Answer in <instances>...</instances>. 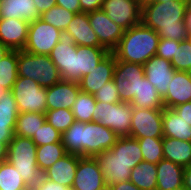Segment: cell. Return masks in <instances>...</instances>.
<instances>
[{
    "instance_id": "obj_1",
    "label": "cell",
    "mask_w": 191,
    "mask_h": 190,
    "mask_svg": "<svg viewBox=\"0 0 191 190\" xmlns=\"http://www.w3.org/2000/svg\"><path fill=\"white\" fill-rule=\"evenodd\" d=\"M119 136L98 122L75 121L61 136L62 144L69 154L95 157L110 150Z\"/></svg>"
},
{
    "instance_id": "obj_2",
    "label": "cell",
    "mask_w": 191,
    "mask_h": 190,
    "mask_svg": "<svg viewBox=\"0 0 191 190\" xmlns=\"http://www.w3.org/2000/svg\"><path fill=\"white\" fill-rule=\"evenodd\" d=\"M186 0L152 2L142 7L141 23L156 31L160 38L184 41L189 33L185 25Z\"/></svg>"
},
{
    "instance_id": "obj_3",
    "label": "cell",
    "mask_w": 191,
    "mask_h": 190,
    "mask_svg": "<svg viewBox=\"0 0 191 190\" xmlns=\"http://www.w3.org/2000/svg\"><path fill=\"white\" fill-rule=\"evenodd\" d=\"M159 40L156 31L141 23L124 31L112 53L116 60L143 65L156 55Z\"/></svg>"
},
{
    "instance_id": "obj_4",
    "label": "cell",
    "mask_w": 191,
    "mask_h": 190,
    "mask_svg": "<svg viewBox=\"0 0 191 190\" xmlns=\"http://www.w3.org/2000/svg\"><path fill=\"white\" fill-rule=\"evenodd\" d=\"M37 146L31 138L14 135L8 144L7 161L10 162L27 186H34L40 180V172L36 161Z\"/></svg>"
},
{
    "instance_id": "obj_5",
    "label": "cell",
    "mask_w": 191,
    "mask_h": 190,
    "mask_svg": "<svg viewBox=\"0 0 191 190\" xmlns=\"http://www.w3.org/2000/svg\"><path fill=\"white\" fill-rule=\"evenodd\" d=\"M18 77L35 80L42 87H51L62 80L58 68L49 55L18 51Z\"/></svg>"
},
{
    "instance_id": "obj_6",
    "label": "cell",
    "mask_w": 191,
    "mask_h": 190,
    "mask_svg": "<svg viewBox=\"0 0 191 190\" xmlns=\"http://www.w3.org/2000/svg\"><path fill=\"white\" fill-rule=\"evenodd\" d=\"M133 107L130 103L96 102L92 122L108 127L119 137L130 136Z\"/></svg>"
},
{
    "instance_id": "obj_7",
    "label": "cell",
    "mask_w": 191,
    "mask_h": 190,
    "mask_svg": "<svg viewBox=\"0 0 191 190\" xmlns=\"http://www.w3.org/2000/svg\"><path fill=\"white\" fill-rule=\"evenodd\" d=\"M12 94L16 100L18 112L47 111V90L30 78L18 77L12 86Z\"/></svg>"
},
{
    "instance_id": "obj_8",
    "label": "cell",
    "mask_w": 191,
    "mask_h": 190,
    "mask_svg": "<svg viewBox=\"0 0 191 190\" xmlns=\"http://www.w3.org/2000/svg\"><path fill=\"white\" fill-rule=\"evenodd\" d=\"M145 77L142 64L116 60L113 81L121 102L131 103L138 95L140 81Z\"/></svg>"
},
{
    "instance_id": "obj_9",
    "label": "cell",
    "mask_w": 191,
    "mask_h": 190,
    "mask_svg": "<svg viewBox=\"0 0 191 190\" xmlns=\"http://www.w3.org/2000/svg\"><path fill=\"white\" fill-rule=\"evenodd\" d=\"M61 30L36 19L29 24L27 42L23 50L31 54L49 55L60 40Z\"/></svg>"
},
{
    "instance_id": "obj_10",
    "label": "cell",
    "mask_w": 191,
    "mask_h": 190,
    "mask_svg": "<svg viewBox=\"0 0 191 190\" xmlns=\"http://www.w3.org/2000/svg\"><path fill=\"white\" fill-rule=\"evenodd\" d=\"M129 137L163 138V110L133 108Z\"/></svg>"
},
{
    "instance_id": "obj_11",
    "label": "cell",
    "mask_w": 191,
    "mask_h": 190,
    "mask_svg": "<svg viewBox=\"0 0 191 190\" xmlns=\"http://www.w3.org/2000/svg\"><path fill=\"white\" fill-rule=\"evenodd\" d=\"M110 52L104 47L77 46L71 50L70 81L79 82L98 66Z\"/></svg>"
},
{
    "instance_id": "obj_12",
    "label": "cell",
    "mask_w": 191,
    "mask_h": 190,
    "mask_svg": "<svg viewBox=\"0 0 191 190\" xmlns=\"http://www.w3.org/2000/svg\"><path fill=\"white\" fill-rule=\"evenodd\" d=\"M101 9L124 30L141 24L142 7L137 0H104Z\"/></svg>"
},
{
    "instance_id": "obj_13",
    "label": "cell",
    "mask_w": 191,
    "mask_h": 190,
    "mask_svg": "<svg viewBox=\"0 0 191 190\" xmlns=\"http://www.w3.org/2000/svg\"><path fill=\"white\" fill-rule=\"evenodd\" d=\"M90 26L95 31L100 44L112 52L121 40L124 29L115 24L106 13L100 9L88 13Z\"/></svg>"
},
{
    "instance_id": "obj_14",
    "label": "cell",
    "mask_w": 191,
    "mask_h": 190,
    "mask_svg": "<svg viewBox=\"0 0 191 190\" xmlns=\"http://www.w3.org/2000/svg\"><path fill=\"white\" fill-rule=\"evenodd\" d=\"M105 184L95 157H80L71 190H98Z\"/></svg>"
},
{
    "instance_id": "obj_15",
    "label": "cell",
    "mask_w": 191,
    "mask_h": 190,
    "mask_svg": "<svg viewBox=\"0 0 191 190\" xmlns=\"http://www.w3.org/2000/svg\"><path fill=\"white\" fill-rule=\"evenodd\" d=\"M145 78L156 88L161 97H163L172 82L175 72L169 60L157 55L152 56L143 64Z\"/></svg>"
},
{
    "instance_id": "obj_16",
    "label": "cell",
    "mask_w": 191,
    "mask_h": 190,
    "mask_svg": "<svg viewBox=\"0 0 191 190\" xmlns=\"http://www.w3.org/2000/svg\"><path fill=\"white\" fill-rule=\"evenodd\" d=\"M116 58L110 52L91 73L84 75L78 82L80 90L95 95L108 81L113 80Z\"/></svg>"
},
{
    "instance_id": "obj_17",
    "label": "cell",
    "mask_w": 191,
    "mask_h": 190,
    "mask_svg": "<svg viewBox=\"0 0 191 190\" xmlns=\"http://www.w3.org/2000/svg\"><path fill=\"white\" fill-rule=\"evenodd\" d=\"M106 184L114 185L130 179L131 165L120 160L111 150L95 156Z\"/></svg>"
},
{
    "instance_id": "obj_18",
    "label": "cell",
    "mask_w": 191,
    "mask_h": 190,
    "mask_svg": "<svg viewBox=\"0 0 191 190\" xmlns=\"http://www.w3.org/2000/svg\"><path fill=\"white\" fill-rule=\"evenodd\" d=\"M47 110L70 109L76 101L80 86L78 82L61 80L46 88Z\"/></svg>"
},
{
    "instance_id": "obj_19",
    "label": "cell",
    "mask_w": 191,
    "mask_h": 190,
    "mask_svg": "<svg viewBox=\"0 0 191 190\" xmlns=\"http://www.w3.org/2000/svg\"><path fill=\"white\" fill-rule=\"evenodd\" d=\"M29 24L17 18H0V42L10 50H23L27 42Z\"/></svg>"
},
{
    "instance_id": "obj_20",
    "label": "cell",
    "mask_w": 191,
    "mask_h": 190,
    "mask_svg": "<svg viewBox=\"0 0 191 190\" xmlns=\"http://www.w3.org/2000/svg\"><path fill=\"white\" fill-rule=\"evenodd\" d=\"M164 108H174L191 102V78L189 72L175 70L167 93L162 97Z\"/></svg>"
},
{
    "instance_id": "obj_21",
    "label": "cell",
    "mask_w": 191,
    "mask_h": 190,
    "mask_svg": "<svg viewBox=\"0 0 191 190\" xmlns=\"http://www.w3.org/2000/svg\"><path fill=\"white\" fill-rule=\"evenodd\" d=\"M81 156L67 153L58 159L42 176L60 185L72 188L78 160Z\"/></svg>"
},
{
    "instance_id": "obj_22",
    "label": "cell",
    "mask_w": 191,
    "mask_h": 190,
    "mask_svg": "<svg viewBox=\"0 0 191 190\" xmlns=\"http://www.w3.org/2000/svg\"><path fill=\"white\" fill-rule=\"evenodd\" d=\"M66 31L74 38L76 46L103 47L90 26L88 13H75Z\"/></svg>"
},
{
    "instance_id": "obj_23",
    "label": "cell",
    "mask_w": 191,
    "mask_h": 190,
    "mask_svg": "<svg viewBox=\"0 0 191 190\" xmlns=\"http://www.w3.org/2000/svg\"><path fill=\"white\" fill-rule=\"evenodd\" d=\"M76 48L74 38L66 30L61 31L60 40L49 57L58 68L62 80L70 81L71 50Z\"/></svg>"
},
{
    "instance_id": "obj_24",
    "label": "cell",
    "mask_w": 191,
    "mask_h": 190,
    "mask_svg": "<svg viewBox=\"0 0 191 190\" xmlns=\"http://www.w3.org/2000/svg\"><path fill=\"white\" fill-rule=\"evenodd\" d=\"M157 188L156 190H174L183 187L184 167L168 159L157 163Z\"/></svg>"
},
{
    "instance_id": "obj_25",
    "label": "cell",
    "mask_w": 191,
    "mask_h": 190,
    "mask_svg": "<svg viewBox=\"0 0 191 190\" xmlns=\"http://www.w3.org/2000/svg\"><path fill=\"white\" fill-rule=\"evenodd\" d=\"M0 18H14L34 22L40 18L34 0H0Z\"/></svg>"
},
{
    "instance_id": "obj_26",
    "label": "cell",
    "mask_w": 191,
    "mask_h": 190,
    "mask_svg": "<svg viewBox=\"0 0 191 190\" xmlns=\"http://www.w3.org/2000/svg\"><path fill=\"white\" fill-rule=\"evenodd\" d=\"M163 136L191 142V125L172 108H164Z\"/></svg>"
},
{
    "instance_id": "obj_27",
    "label": "cell",
    "mask_w": 191,
    "mask_h": 190,
    "mask_svg": "<svg viewBox=\"0 0 191 190\" xmlns=\"http://www.w3.org/2000/svg\"><path fill=\"white\" fill-rule=\"evenodd\" d=\"M164 159L187 167L191 165V142L163 136Z\"/></svg>"
},
{
    "instance_id": "obj_28",
    "label": "cell",
    "mask_w": 191,
    "mask_h": 190,
    "mask_svg": "<svg viewBox=\"0 0 191 190\" xmlns=\"http://www.w3.org/2000/svg\"><path fill=\"white\" fill-rule=\"evenodd\" d=\"M110 150L120 160L131 165V169L143 161L140 145L135 138L129 136L119 137Z\"/></svg>"
},
{
    "instance_id": "obj_29",
    "label": "cell",
    "mask_w": 191,
    "mask_h": 190,
    "mask_svg": "<svg viewBox=\"0 0 191 190\" xmlns=\"http://www.w3.org/2000/svg\"><path fill=\"white\" fill-rule=\"evenodd\" d=\"M133 108L163 110V98L156 88L144 77L140 81L138 95L130 103Z\"/></svg>"
},
{
    "instance_id": "obj_30",
    "label": "cell",
    "mask_w": 191,
    "mask_h": 190,
    "mask_svg": "<svg viewBox=\"0 0 191 190\" xmlns=\"http://www.w3.org/2000/svg\"><path fill=\"white\" fill-rule=\"evenodd\" d=\"M157 164L147 161L140 162L131 170L130 181L140 190H156Z\"/></svg>"
},
{
    "instance_id": "obj_31",
    "label": "cell",
    "mask_w": 191,
    "mask_h": 190,
    "mask_svg": "<svg viewBox=\"0 0 191 190\" xmlns=\"http://www.w3.org/2000/svg\"><path fill=\"white\" fill-rule=\"evenodd\" d=\"M46 122V114L37 112H20L17 115L14 135L32 138L34 133L39 130Z\"/></svg>"
},
{
    "instance_id": "obj_32",
    "label": "cell",
    "mask_w": 191,
    "mask_h": 190,
    "mask_svg": "<svg viewBox=\"0 0 191 190\" xmlns=\"http://www.w3.org/2000/svg\"><path fill=\"white\" fill-rule=\"evenodd\" d=\"M67 154L62 142L37 146L36 161L41 173Z\"/></svg>"
},
{
    "instance_id": "obj_33",
    "label": "cell",
    "mask_w": 191,
    "mask_h": 190,
    "mask_svg": "<svg viewBox=\"0 0 191 190\" xmlns=\"http://www.w3.org/2000/svg\"><path fill=\"white\" fill-rule=\"evenodd\" d=\"M18 78V51L11 50L0 61V87L11 90Z\"/></svg>"
},
{
    "instance_id": "obj_34",
    "label": "cell",
    "mask_w": 191,
    "mask_h": 190,
    "mask_svg": "<svg viewBox=\"0 0 191 190\" xmlns=\"http://www.w3.org/2000/svg\"><path fill=\"white\" fill-rule=\"evenodd\" d=\"M96 102L94 95L80 91L71 108L75 120L84 123L92 122Z\"/></svg>"
},
{
    "instance_id": "obj_35",
    "label": "cell",
    "mask_w": 191,
    "mask_h": 190,
    "mask_svg": "<svg viewBox=\"0 0 191 190\" xmlns=\"http://www.w3.org/2000/svg\"><path fill=\"white\" fill-rule=\"evenodd\" d=\"M28 186L7 160L0 163V190H25Z\"/></svg>"
},
{
    "instance_id": "obj_36",
    "label": "cell",
    "mask_w": 191,
    "mask_h": 190,
    "mask_svg": "<svg viewBox=\"0 0 191 190\" xmlns=\"http://www.w3.org/2000/svg\"><path fill=\"white\" fill-rule=\"evenodd\" d=\"M74 15L75 13L55 5L43 12L40 15V19L61 31H65Z\"/></svg>"
},
{
    "instance_id": "obj_37",
    "label": "cell",
    "mask_w": 191,
    "mask_h": 190,
    "mask_svg": "<svg viewBox=\"0 0 191 190\" xmlns=\"http://www.w3.org/2000/svg\"><path fill=\"white\" fill-rule=\"evenodd\" d=\"M135 139L138 140L144 161L157 164L164 158L162 138L144 137Z\"/></svg>"
},
{
    "instance_id": "obj_38",
    "label": "cell",
    "mask_w": 191,
    "mask_h": 190,
    "mask_svg": "<svg viewBox=\"0 0 191 190\" xmlns=\"http://www.w3.org/2000/svg\"><path fill=\"white\" fill-rule=\"evenodd\" d=\"M46 121L63 134L76 120L70 109L46 111Z\"/></svg>"
},
{
    "instance_id": "obj_39",
    "label": "cell",
    "mask_w": 191,
    "mask_h": 190,
    "mask_svg": "<svg viewBox=\"0 0 191 190\" xmlns=\"http://www.w3.org/2000/svg\"><path fill=\"white\" fill-rule=\"evenodd\" d=\"M170 62L177 71H191V43L188 39L176 47L175 55Z\"/></svg>"
},
{
    "instance_id": "obj_40",
    "label": "cell",
    "mask_w": 191,
    "mask_h": 190,
    "mask_svg": "<svg viewBox=\"0 0 191 190\" xmlns=\"http://www.w3.org/2000/svg\"><path fill=\"white\" fill-rule=\"evenodd\" d=\"M61 136L62 134L46 121L41 127H39V130L34 133V136L31 139L36 146H41L62 142Z\"/></svg>"
},
{
    "instance_id": "obj_41",
    "label": "cell",
    "mask_w": 191,
    "mask_h": 190,
    "mask_svg": "<svg viewBox=\"0 0 191 190\" xmlns=\"http://www.w3.org/2000/svg\"><path fill=\"white\" fill-rule=\"evenodd\" d=\"M18 114L16 100L9 90L6 95L0 97V118L10 119L16 124Z\"/></svg>"
},
{
    "instance_id": "obj_42",
    "label": "cell",
    "mask_w": 191,
    "mask_h": 190,
    "mask_svg": "<svg viewBox=\"0 0 191 190\" xmlns=\"http://www.w3.org/2000/svg\"><path fill=\"white\" fill-rule=\"evenodd\" d=\"M94 97L97 102L107 104L121 102L118 90L113 80L108 81L102 88H100Z\"/></svg>"
},
{
    "instance_id": "obj_43",
    "label": "cell",
    "mask_w": 191,
    "mask_h": 190,
    "mask_svg": "<svg viewBox=\"0 0 191 190\" xmlns=\"http://www.w3.org/2000/svg\"><path fill=\"white\" fill-rule=\"evenodd\" d=\"M181 45V41L160 38L156 55L171 61L175 55L176 47Z\"/></svg>"
},
{
    "instance_id": "obj_44",
    "label": "cell",
    "mask_w": 191,
    "mask_h": 190,
    "mask_svg": "<svg viewBox=\"0 0 191 190\" xmlns=\"http://www.w3.org/2000/svg\"><path fill=\"white\" fill-rule=\"evenodd\" d=\"M15 123L10 119L0 118V141L10 143L14 136Z\"/></svg>"
},
{
    "instance_id": "obj_45",
    "label": "cell",
    "mask_w": 191,
    "mask_h": 190,
    "mask_svg": "<svg viewBox=\"0 0 191 190\" xmlns=\"http://www.w3.org/2000/svg\"><path fill=\"white\" fill-rule=\"evenodd\" d=\"M34 186L37 190H71V188L55 183L43 176L40 177L39 182Z\"/></svg>"
},
{
    "instance_id": "obj_46",
    "label": "cell",
    "mask_w": 191,
    "mask_h": 190,
    "mask_svg": "<svg viewBox=\"0 0 191 190\" xmlns=\"http://www.w3.org/2000/svg\"><path fill=\"white\" fill-rule=\"evenodd\" d=\"M103 2L104 0H79L81 11L84 13L100 10Z\"/></svg>"
},
{
    "instance_id": "obj_47",
    "label": "cell",
    "mask_w": 191,
    "mask_h": 190,
    "mask_svg": "<svg viewBox=\"0 0 191 190\" xmlns=\"http://www.w3.org/2000/svg\"><path fill=\"white\" fill-rule=\"evenodd\" d=\"M173 110L180 115L188 124L191 125V102L178 105Z\"/></svg>"
},
{
    "instance_id": "obj_48",
    "label": "cell",
    "mask_w": 191,
    "mask_h": 190,
    "mask_svg": "<svg viewBox=\"0 0 191 190\" xmlns=\"http://www.w3.org/2000/svg\"><path fill=\"white\" fill-rule=\"evenodd\" d=\"M56 5L63 7L73 13L82 12L79 0H56Z\"/></svg>"
},
{
    "instance_id": "obj_49",
    "label": "cell",
    "mask_w": 191,
    "mask_h": 190,
    "mask_svg": "<svg viewBox=\"0 0 191 190\" xmlns=\"http://www.w3.org/2000/svg\"><path fill=\"white\" fill-rule=\"evenodd\" d=\"M36 9L41 15L43 12L49 10L51 7L56 5V0H34Z\"/></svg>"
},
{
    "instance_id": "obj_50",
    "label": "cell",
    "mask_w": 191,
    "mask_h": 190,
    "mask_svg": "<svg viewBox=\"0 0 191 190\" xmlns=\"http://www.w3.org/2000/svg\"><path fill=\"white\" fill-rule=\"evenodd\" d=\"M113 190H140L130 180L112 185Z\"/></svg>"
},
{
    "instance_id": "obj_51",
    "label": "cell",
    "mask_w": 191,
    "mask_h": 190,
    "mask_svg": "<svg viewBox=\"0 0 191 190\" xmlns=\"http://www.w3.org/2000/svg\"><path fill=\"white\" fill-rule=\"evenodd\" d=\"M183 187L186 190H191V165L184 167Z\"/></svg>"
},
{
    "instance_id": "obj_52",
    "label": "cell",
    "mask_w": 191,
    "mask_h": 190,
    "mask_svg": "<svg viewBox=\"0 0 191 190\" xmlns=\"http://www.w3.org/2000/svg\"><path fill=\"white\" fill-rule=\"evenodd\" d=\"M187 2V9L185 14V25L187 28L188 33H191V0H186Z\"/></svg>"
},
{
    "instance_id": "obj_53",
    "label": "cell",
    "mask_w": 191,
    "mask_h": 190,
    "mask_svg": "<svg viewBox=\"0 0 191 190\" xmlns=\"http://www.w3.org/2000/svg\"><path fill=\"white\" fill-rule=\"evenodd\" d=\"M8 144L0 141V163L7 160Z\"/></svg>"
},
{
    "instance_id": "obj_54",
    "label": "cell",
    "mask_w": 191,
    "mask_h": 190,
    "mask_svg": "<svg viewBox=\"0 0 191 190\" xmlns=\"http://www.w3.org/2000/svg\"><path fill=\"white\" fill-rule=\"evenodd\" d=\"M11 50L0 42V61L10 52Z\"/></svg>"
},
{
    "instance_id": "obj_55",
    "label": "cell",
    "mask_w": 191,
    "mask_h": 190,
    "mask_svg": "<svg viewBox=\"0 0 191 190\" xmlns=\"http://www.w3.org/2000/svg\"><path fill=\"white\" fill-rule=\"evenodd\" d=\"M139 5L141 7L149 4V3H152V2H166V1H170V0H137Z\"/></svg>"
},
{
    "instance_id": "obj_56",
    "label": "cell",
    "mask_w": 191,
    "mask_h": 190,
    "mask_svg": "<svg viewBox=\"0 0 191 190\" xmlns=\"http://www.w3.org/2000/svg\"><path fill=\"white\" fill-rule=\"evenodd\" d=\"M98 190H113V187L112 185H109V184H104L100 189Z\"/></svg>"
},
{
    "instance_id": "obj_57",
    "label": "cell",
    "mask_w": 191,
    "mask_h": 190,
    "mask_svg": "<svg viewBox=\"0 0 191 190\" xmlns=\"http://www.w3.org/2000/svg\"><path fill=\"white\" fill-rule=\"evenodd\" d=\"M8 91L5 87H0V97L6 95Z\"/></svg>"
},
{
    "instance_id": "obj_58",
    "label": "cell",
    "mask_w": 191,
    "mask_h": 190,
    "mask_svg": "<svg viewBox=\"0 0 191 190\" xmlns=\"http://www.w3.org/2000/svg\"><path fill=\"white\" fill-rule=\"evenodd\" d=\"M25 190H37L35 186H28Z\"/></svg>"
},
{
    "instance_id": "obj_59",
    "label": "cell",
    "mask_w": 191,
    "mask_h": 190,
    "mask_svg": "<svg viewBox=\"0 0 191 190\" xmlns=\"http://www.w3.org/2000/svg\"><path fill=\"white\" fill-rule=\"evenodd\" d=\"M187 39H188L189 42L191 43V33L188 35Z\"/></svg>"
},
{
    "instance_id": "obj_60",
    "label": "cell",
    "mask_w": 191,
    "mask_h": 190,
    "mask_svg": "<svg viewBox=\"0 0 191 190\" xmlns=\"http://www.w3.org/2000/svg\"><path fill=\"white\" fill-rule=\"evenodd\" d=\"M174 190H186V189H184V187H179V188H176Z\"/></svg>"
}]
</instances>
